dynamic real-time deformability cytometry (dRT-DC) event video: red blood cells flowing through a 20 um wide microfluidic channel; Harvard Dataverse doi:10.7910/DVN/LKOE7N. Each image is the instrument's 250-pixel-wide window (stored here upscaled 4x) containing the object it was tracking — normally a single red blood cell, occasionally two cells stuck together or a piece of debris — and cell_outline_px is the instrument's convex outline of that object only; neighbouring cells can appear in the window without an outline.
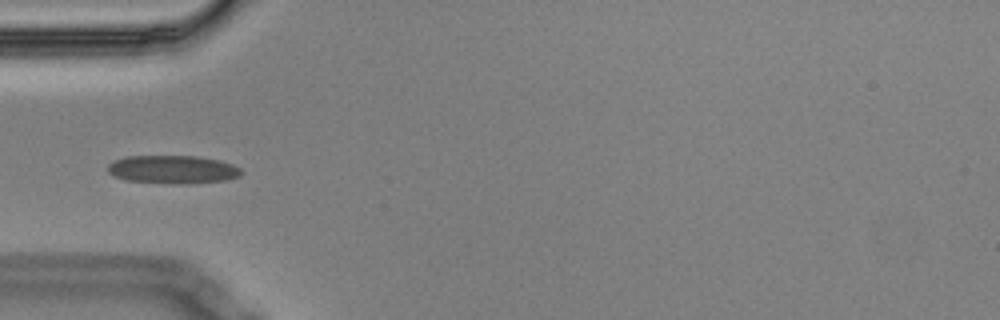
{"species": "Egyptian fruit bat (a non-hibernating species)", "species_latin": "Rousettus aegyptiacus", "temperature_condition": "cold", "stored_images_in_passage": 16, "camera_frame_rate_fps": 3000, "um_per_image_px": 0.085, "animal": {"sex": "male"}, "frame": {"image": 1, "passage_image": 6, "time_ms": 1.667, "image_size_px": [1000, 320], "cell_outline_px": [[244, 172], [240, 176], [228, 180], [192, 184], [176, 184], [124, 180], [112, 176], [108, 172], [108, 164], [116, 160], [128, 156], [196, 156], [220, 160], [232, 164], [240, 168]], "centroid_in_image_um": [14.72, 14.42], "position_along_channel_um": 70.3, "area_um2": 22.25}}
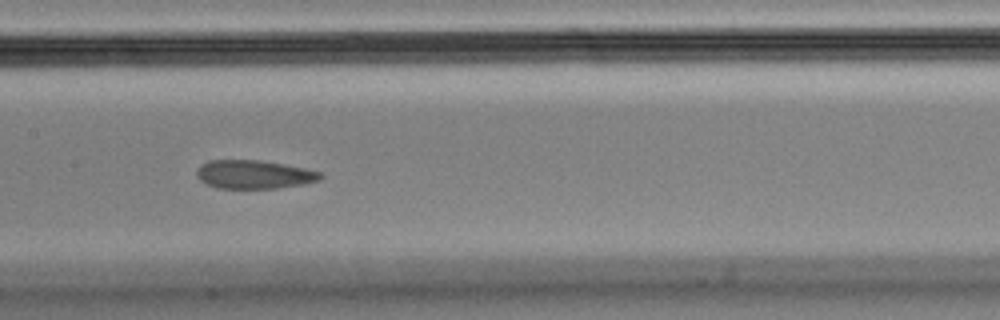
{"frame": {"image": 2, "passage_image": 9, "time_ms": 2.667, "image_size_px": [1000, 320], "cell_outline_px": [[324, 176], [320, 180], [304, 184], [276, 188], [216, 188], [204, 184], [196, 176], [196, 172], [200, 164], [212, 160], [260, 160], [284, 164], [304, 168], [320, 172]], "centroid_in_image_um": [21.57, 14.83], "position_along_channel_um": 185.8, "area_um2": 20.69}}
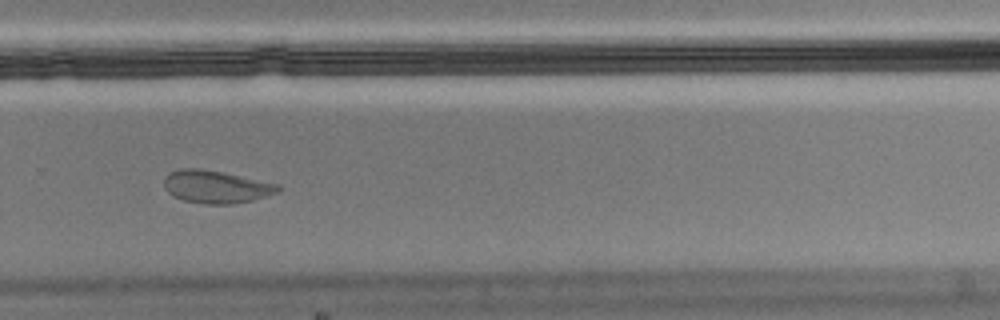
{"frame": {"image": 3, "passage_image": 12, "time_ms": 3.667, "image_size_px": [1000, 320], "cell_outline_px": [[280, 192], [252, 200], [232, 204], [204, 204], [184, 200], [168, 192], [164, 188], [164, 176], [168, 172], [180, 168], [200, 168], [224, 172], [280, 184]], "centroid_in_image_um": [18.37, 15.86], "position_along_channel_um": 311.4, "area_um2": 21.91}}